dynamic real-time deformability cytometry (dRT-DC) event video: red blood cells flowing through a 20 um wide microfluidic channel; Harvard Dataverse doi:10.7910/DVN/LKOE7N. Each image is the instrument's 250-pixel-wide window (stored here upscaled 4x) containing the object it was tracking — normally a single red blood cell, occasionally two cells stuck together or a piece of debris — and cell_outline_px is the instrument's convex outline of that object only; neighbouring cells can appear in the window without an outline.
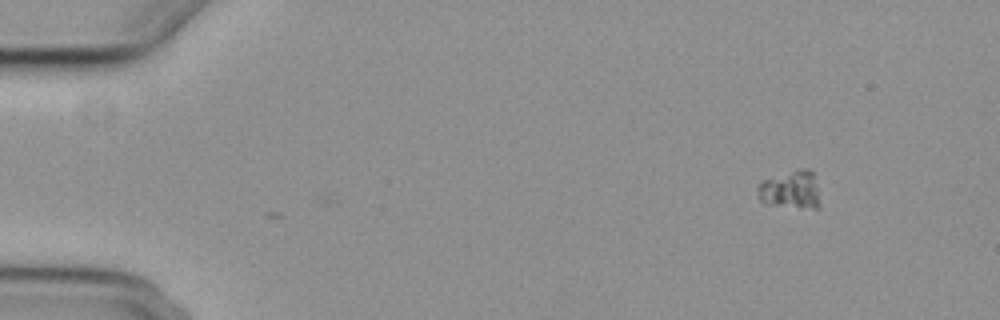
{"species": "common noctule bat (a hibernating species)", "species_latin": "Nyctalus noctula", "temperature_condition": "cold", "stored_images_in_passage": 3, "camera_frame_rate_fps": 3000, "um_per_image_px": 0.085, "animal": {"sex": "female", "body_mass_g": 29.2, "forearm_length_mm": 56.3}, "frame": {"image": 1, "passage_image": 3, "time_ms": 2.333, "image_size_px": [1000, 320], "cell_outline_px": [[820, 208], [816, 208], [764, 204], [756, 196], [756, 188], [764, 180], [800, 168], [808, 168], [812, 172], [816, 184]], "centroid_in_image_um": [67.17, 16.13], "position_along_channel_um": 17.8, "area_um2": 13.64}}